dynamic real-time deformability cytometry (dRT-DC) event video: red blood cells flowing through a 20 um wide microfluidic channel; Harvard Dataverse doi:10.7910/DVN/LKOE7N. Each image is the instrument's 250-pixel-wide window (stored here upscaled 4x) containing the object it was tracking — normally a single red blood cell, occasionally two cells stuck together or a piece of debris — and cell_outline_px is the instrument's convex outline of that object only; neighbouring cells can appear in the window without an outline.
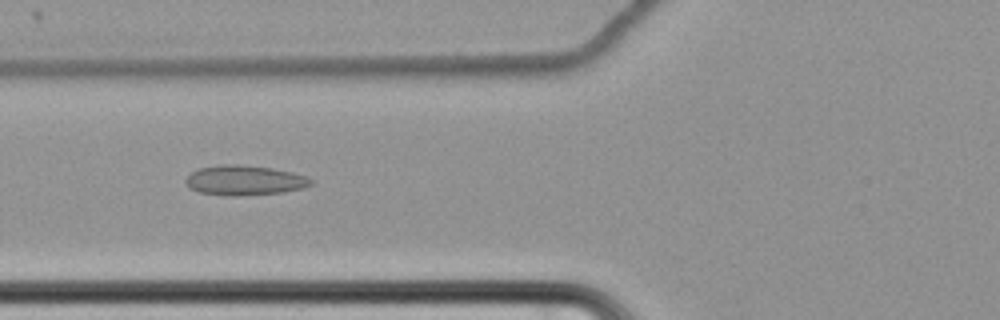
{"species": "common noctule bat (a hibernating species)", "species_latin": "Nyctalus noctula", "temperature_condition": "cold", "stored_images_in_passage": 59, "camera_frame_rate_fps": 3000, "um_per_image_px": 0.085, "animal": {"sex": "female", "body_mass_g": 22.7, "forearm_length_mm": 54.2}, "frame": {"image": 1, "passage_image": 23, "time_ms": 7.333, "image_size_px": [1000, 320], "cell_outline_px": [[312, 184], [304, 188], [284, 192], [236, 196], [224, 196], [200, 192], [188, 188], [184, 180], [196, 168], [220, 164], [236, 164], [272, 168], [292, 172], [304, 176], [312, 180]], "centroid_in_image_um": [20.74, 15.33], "position_along_channel_um": 105.1, "area_um2": 21.96}}
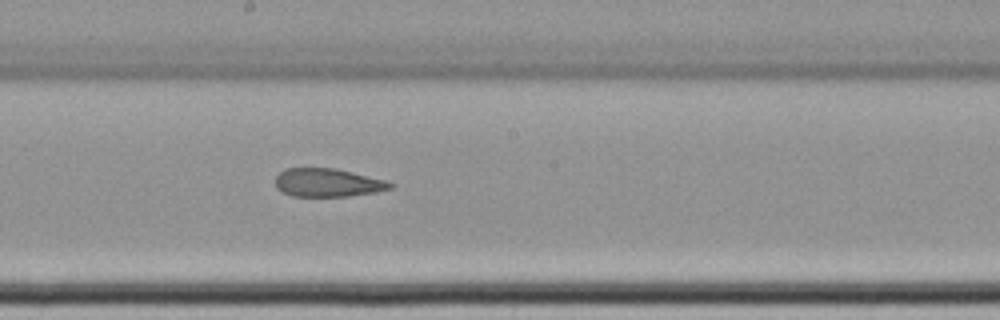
{"frame": {"image": 2, "passage_image": 33, "time_ms": 10.667, "image_size_px": [1000, 320], "cell_outline_px": [[392, 188], [376, 192], [348, 196], [292, 196], [276, 188], [276, 176], [284, 168], [336, 168], [388, 180], [392, 184]], "centroid_in_image_um": [27.87, 15.51], "position_along_channel_um": 220.3, "area_um2": 19.02}}
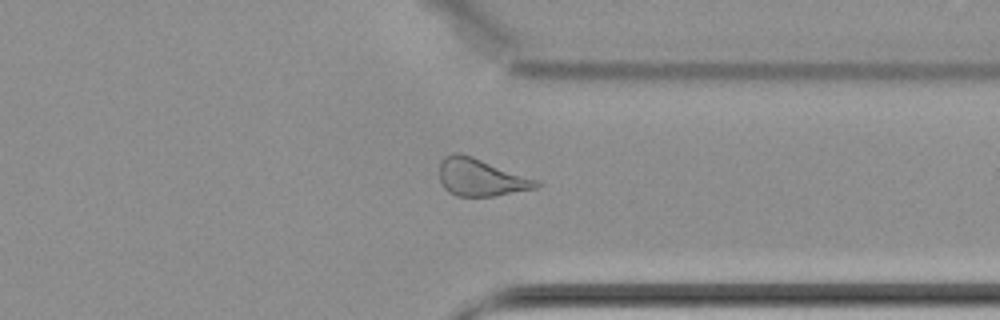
{"frame": {"image": 3, "passage_image": 46, "time_ms": 15.0, "image_size_px": [1000, 320], "cell_outline_px": [[544, 184], [536, 188], [492, 196], [456, 196], [448, 192], [444, 188], [440, 180], [440, 160], [444, 156], [452, 152], [460, 152], [472, 156], [540, 180]], "centroid_in_image_um": [40.88, 15.06], "position_along_channel_um": 370.5, "area_um2": 21.39}, "authors_computed_cell_mechanics": {"area_um2": 22.0218, "velocity_mm_per_s": 3.4617, "shape_relaxation_time_tau1_ms": null, "shape_relaxation_time_tau2_ms": 4.2795, "deformation_change_tau1": null, "deformation_change_tau2": 0.1253}}